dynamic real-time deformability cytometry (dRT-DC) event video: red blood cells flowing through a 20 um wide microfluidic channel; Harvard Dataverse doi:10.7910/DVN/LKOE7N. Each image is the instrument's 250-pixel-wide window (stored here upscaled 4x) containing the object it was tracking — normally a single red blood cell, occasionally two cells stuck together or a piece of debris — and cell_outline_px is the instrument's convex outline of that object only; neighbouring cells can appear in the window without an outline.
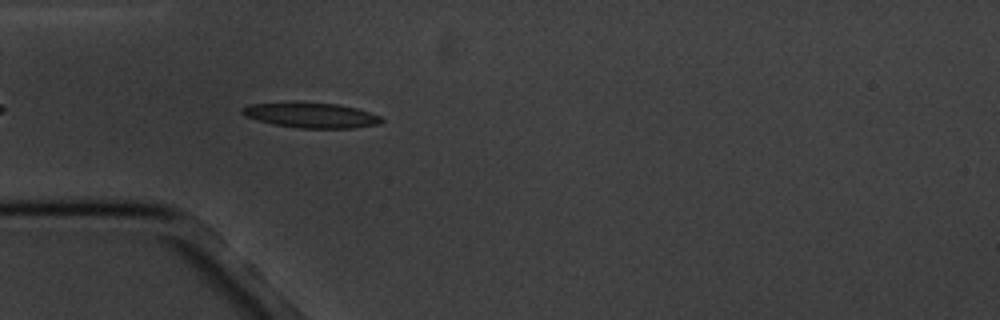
{"species": "common noctule bat (a hibernating species)", "species_latin": "Nyctalus noctula", "temperature_condition": "cold", "stored_images_in_passage": 5, "camera_frame_rate_fps": 3000, "um_per_image_px": 0.085, "animal": {"sex": "male", "body_mass_g": 20.1, "forearm_length_mm": 53.5}, "frame": {"image": 1, "passage_image": 5, "time_ms": 5.333, "image_size_px": [1000, 320], "cell_outline_px": [[384, 120], [380, 124], [356, 128], [300, 128], [276, 124], [244, 116], [240, 112], [240, 108], [248, 104], [288, 100], [336, 104], [356, 108], [380, 116]], "centroid_in_image_um": [26.39, 9.76], "position_along_channel_um": 58.6, "area_um2": 20.92}}